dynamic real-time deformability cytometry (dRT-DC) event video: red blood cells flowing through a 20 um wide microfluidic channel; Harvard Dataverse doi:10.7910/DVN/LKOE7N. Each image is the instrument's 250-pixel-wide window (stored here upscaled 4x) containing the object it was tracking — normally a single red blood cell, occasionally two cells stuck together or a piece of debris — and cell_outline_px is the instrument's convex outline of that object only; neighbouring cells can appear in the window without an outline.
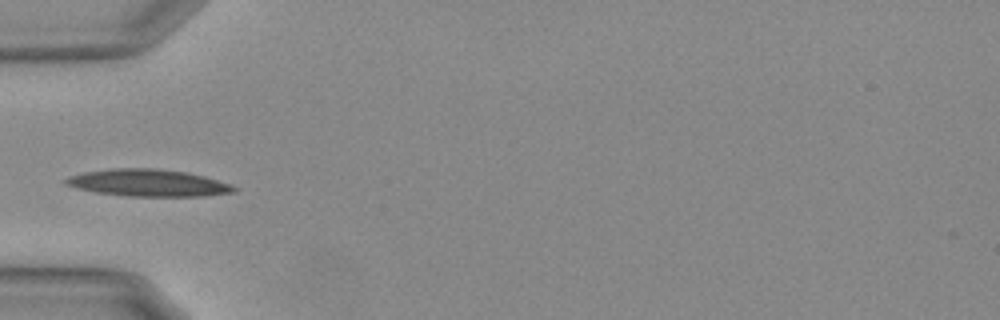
{"species": "Egyptian fruit bat (a non-hibernating species)", "species_latin": "Rousettus aegyptiacus", "temperature_condition": "warm", "stored_images_in_passage": 9, "camera_frame_rate_fps": 3000, "um_per_image_px": 0.085, "animal": {"sex": "female"}, "frame": {"image": 1, "passage_image": 1, "time_ms": 0.0, "image_size_px": [1000, 320], "cell_outline_px": [[236, 192], [204, 196], [128, 196], [96, 192], [76, 188], [64, 184], [64, 180], [68, 176], [84, 172], [112, 168], [156, 168], [188, 172], [204, 176], [232, 184], [236, 188]], "centroid_in_image_um": [12.6, 15.54], "position_along_channel_um": 72.4, "area_um2": 26.65}}
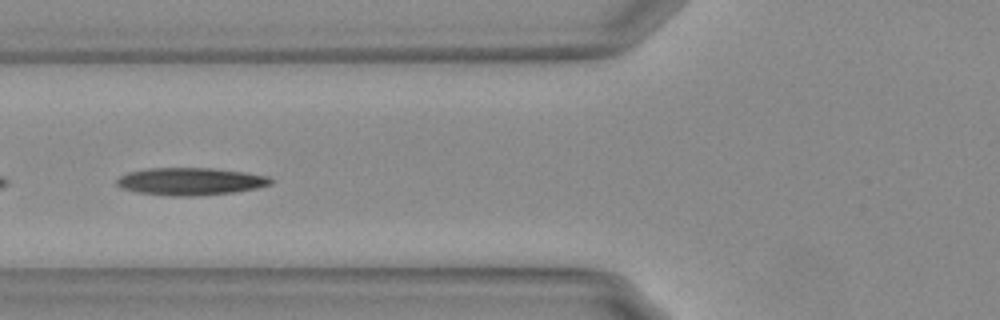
{"frame": {"image": 2, "passage_image": 4, "time_ms": 1.0, "image_size_px": [1000, 320], "cell_outline_px": [[272, 184], [256, 188], [232, 192], [196, 196], [172, 196], [136, 192], [120, 188], [116, 184], [116, 180], [120, 176], [128, 172], [148, 168], [212, 168], [244, 172], [268, 176], [272, 180]], "centroid_in_image_um": [16.15, 15.42], "position_along_channel_um": 109.7, "area_um2": 24.62}}